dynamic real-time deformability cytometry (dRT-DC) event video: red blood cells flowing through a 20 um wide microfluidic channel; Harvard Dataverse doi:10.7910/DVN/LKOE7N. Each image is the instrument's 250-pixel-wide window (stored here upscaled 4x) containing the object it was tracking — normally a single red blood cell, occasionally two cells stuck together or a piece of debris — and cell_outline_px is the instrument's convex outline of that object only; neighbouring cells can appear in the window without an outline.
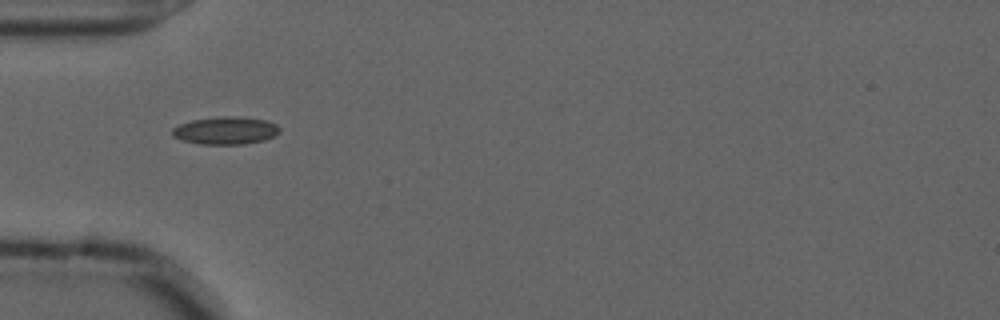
{"species": "common noctule bat (a hibernating species)", "species_latin": "Nyctalus noctula", "temperature_condition": "cold", "stored_images_in_passage": 3, "camera_frame_rate_fps": 3000, "um_per_image_px": 0.085, "animal": {"sex": "male", "forearm_length_mm": 52.5}, "frame": {"image": 1, "passage_image": 1, "time_ms": 0.0, "image_size_px": [1000, 320], "cell_outline_px": [[280, 132], [264, 140], [244, 144], [200, 144], [184, 140], [172, 136], [172, 128], [180, 124], [192, 120], [216, 116], [236, 116], [268, 120], [276, 124], [280, 128]], "centroid_in_image_um": [19.18, 11.08], "position_along_channel_um": 65.8, "area_um2": 17.34}}